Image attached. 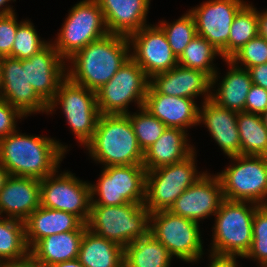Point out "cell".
<instances>
[{"label": "cell", "instance_id": "1", "mask_svg": "<svg viewBox=\"0 0 267 267\" xmlns=\"http://www.w3.org/2000/svg\"><path fill=\"white\" fill-rule=\"evenodd\" d=\"M67 146L18 130L0 139V163L10 175L44 179L58 170Z\"/></svg>", "mask_w": 267, "mask_h": 267}, {"label": "cell", "instance_id": "2", "mask_svg": "<svg viewBox=\"0 0 267 267\" xmlns=\"http://www.w3.org/2000/svg\"><path fill=\"white\" fill-rule=\"evenodd\" d=\"M128 37L109 33L77 51L67 61V77L75 84L97 91L130 58Z\"/></svg>", "mask_w": 267, "mask_h": 267}, {"label": "cell", "instance_id": "3", "mask_svg": "<svg viewBox=\"0 0 267 267\" xmlns=\"http://www.w3.org/2000/svg\"><path fill=\"white\" fill-rule=\"evenodd\" d=\"M85 148L104 167L143 165L144 152L126 114L100 115L95 133Z\"/></svg>", "mask_w": 267, "mask_h": 267}, {"label": "cell", "instance_id": "4", "mask_svg": "<svg viewBox=\"0 0 267 267\" xmlns=\"http://www.w3.org/2000/svg\"><path fill=\"white\" fill-rule=\"evenodd\" d=\"M87 229L125 248L146 236L150 212L144 204L91 205Z\"/></svg>", "mask_w": 267, "mask_h": 267}, {"label": "cell", "instance_id": "5", "mask_svg": "<svg viewBox=\"0 0 267 267\" xmlns=\"http://www.w3.org/2000/svg\"><path fill=\"white\" fill-rule=\"evenodd\" d=\"M259 206L225 199L215 214L210 254L243 258L252 245L253 217Z\"/></svg>", "mask_w": 267, "mask_h": 267}, {"label": "cell", "instance_id": "6", "mask_svg": "<svg viewBox=\"0 0 267 267\" xmlns=\"http://www.w3.org/2000/svg\"><path fill=\"white\" fill-rule=\"evenodd\" d=\"M195 153L179 163L146 171L144 205L150 213L169 210L175 200L203 176L205 172L200 174L196 169Z\"/></svg>", "mask_w": 267, "mask_h": 267}, {"label": "cell", "instance_id": "7", "mask_svg": "<svg viewBox=\"0 0 267 267\" xmlns=\"http://www.w3.org/2000/svg\"><path fill=\"white\" fill-rule=\"evenodd\" d=\"M109 34L102 10L96 0H83L70 10L52 43L67 61L77 51Z\"/></svg>", "mask_w": 267, "mask_h": 267}, {"label": "cell", "instance_id": "8", "mask_svg": "<svg viewBox=\"0 0 267 267\" xmlns=\"http://www.w3.org/2000/svg\"><path fill=\"white\" fill-rule=\"evenodd\" d=\"M231 164L218 175L224 198L267 205V158L264 156H233Z\"/></svg>", "mask_w": 267, "mask_h": 267}, {"label": "cell", "instance_id": "9", "mask_svg": "<svg viewBox=\"0 0 267 267\" xmlns=\"http://www.w3.org/2000/svg\"><path fill=\"white\" fill-rule=\"evenodd\" d=\"M150 78L130 57L116 74L96 91L97 106L101 115L128 114V106L136 102L144 105Z\"/></svg>", "mask_w": 267, "mask_h": 267}, {"label": "cell", "instance_id": "10", "mask_svg": "<svg viewBox=\"0 0 267 267\" xmlns=\"http://www.w3.org/2000/svg\"><path fill=\"white\" fill-rule=\"evenodd\" d=\"M149 232L161 242L173 257L185 262H197L203 255L199 223L169 210L150 213Z\"/></svg>", "mask_w": 267, "mask_h": 267}, {"label": "cell", "instance_id": "11", "mask_svg": "<svg viewBox=\"0 0 267 267\" xmlns=\"http://www.w3.org/2000/svg\"><path fill=\"white\" fill-rule=\"evenodd\" d=\"M58 105H61L60 108L76 139L85 146L92 139L101 115L97 106L96 92L75 84L67 77L48 104L47 112L52 113Z\"/></svg>", "mask_w": 267, "mask_h": 267}, {"label": "cell", "instance_id": "12", "mask_svg": "<svg viewBox=\"0 0 267 267\" xmlns=\"http://www.w3.org/2000/svg\"><path fill=\"white\" fill-rule=\"evenodd\" d=\"M97 184H90L91 205L144 204L146 169L143 165L108 166ZM95 195L99 199H94Z\"/></svg>", "mask_w": 267, "mask_h": 267}, {"label": "cell", "instance_id": "13", "mask_svg": "<svg viewBox=\"0 0 267 267\" xmlns=\"http://www.w3.org/2000/svg\"><path fill=\"white\" fill-rule=\"evenodd\" d=\"M57 172L40 180L41 206L74 214L86 224L91 208V183L71 172L56 175Z\"/></svg>", "mask_w": 267, "mask_h": 267}, {"label": "cell", "instance_id": "14", "mask_svg": "<svg viewBox=\"0 0 267 267\" xmlns=\"http://www.w3.org/2000/svg\"><path fill=\"white\" fill-rule=\"evenodd\" d=\"M246 3L243 0H209L190 9L197 35L208 40L228 60V39L233 20Z\"/></svg>", "mask_w": 267, "mask_h": 267}, {"label": "cell", "instance_id": "15", "mask_svg": "<svg viewBox=\"0 0 267 267\" xmlns=\"http://www.w3.org/2000/svg\"><path fill=\"white\" fill-rule=\"evenodd\" d=\"M128 40L133 49L130 57L149 78L178 65V58L172 52L166 34L159 25H146L130 35Z\"/></svg>", "mask_w": 267, "mask_h": 267}, {"label": "cell", "instance_id": "16", "mask_svg": "<svg viewBox=\"0 0 267 267\" xmlns=\"http://www.w3.org/2000/svg\"><path fill=\"white\" fill-rule=\"evenodd\" d=\"M0 99L6 100L24 116L48 114V104L36 93L26 76V59L2 57Z\"/></svg>", "mask_w": 267, "mask_h": 267}, {"label": "cell", "instance_id": "17", "mask_svg": "<svg viewBox=\"0 0 267 267\" xmlns=\"http://www.w3.org/2000/svg\"><path fill=\"white\" fill-rule=\"evenodd\" d=\"M224 200L218 175L205 172L175 200L169 211L199 223L200 219L215 216Z\"/></svg>", "mask_w": 267, "mask_h": 267}, {"label": "cell", "instance_id": "18", "mask_svg": "<svg viewBox=\"0 0 267 267\" xmlns=\"http://www.w3.org/2000/svg\"><path fill=\"white\" fill-rule=\"evenodd\" d=\"M26 76L36 93L49 104L67 78L66 62L50 41L38 53L26 59Z\"/></svg>", "mask_w": 267, "mask_h": 267}, {"label": "cell", "instance_id": "19", "mask_svg": "<svg viewBox=\"0 0 267 267\" xmlns=\"http://www.w3.org/2000/svg\"><path fill=\"white\" fill-rule=\"evenodd\" d=\"M211 78L200 70L176 65L169 71L155 74L150 78L147 93L194 99L204 95V101L211 99Z\"/></svg>", "mask_w": 267, "mask_h": 267}, {"label": "cell", "instance_id": "20", "mask_svg": "<svg viewBox=\"0 0 267 267\" xmlns=\"http://www.w3.org/2000/svg\"><path fill=\"white\" fill-rule=\"evenodd\" d=\"M40 180L10 175L0 190V217L25 221L40 205Z\"/></svg>", "mask_w": 267, "mask_h": 267}, {"label": "cell", "instance_id": "21", "mask_svg": "<svg viewBox=\"0 0 267 267\" xmlns=\"http://www.w3.org/2000/svg\"><path fill=\"white\" fill-rule=\"evenodd\" d=\"M199 109V124L208 131L229 157L241 155V141L237 125V111L222 108L211 99L204 101Z\"/></svg>", "mask_w": 267, "mask_h": 267}, {"label": "cell", "instance_id": "22", "mask_svg": "<svg viewBox=\"0 0 267 267\" xmlns=\"http://www.w3.org/2000/svg\"><path fill=\"white\" fill-rule=\"evenodd\" d=\"M143 108L158 118L166 127L186 129L199 124V107L194 99L147 93Z\"/></svg>", "mask_w": 267, "mask_h": 267}, {"label": "cell", "instance_id": "23", "mask_svg": "<svg viewBox=\"0 0 267 267\" xmlns=\"http://www.w3.org/2000/svg\"><path fill=\"white\" fill-rule=\"evenodd\" d=\"M111 34L129 37L146 25L150 0H96Z\"/></svg>", "mask_w": 267, "mask_h": 267}, {"label": "cell", "instance_id": "24", "mask_svg": "<svg viewBox=\"0 0 267 267\" xmlns=\"http://www.w3.org/2000/svg\"><path fill=\"white\" fill-rule=\"evenodd\" d=\"M86 228L83 223L75 231L53 234L39 240L30 249V259L43 267L77 259Z\"/></svg>", "mask_w": 267, "mask_h": 267}, {"label": "cell", "instance_id": "25", "mask_svg": "<svg viewBox=\"0 0 267 267\" xmlns=\"http://www.w3.org/2000/svg\"><path fill=\"white\" fill-rule=\"evenodd\" d=\"M187 131L167 127L162 136L144 151L143 166L146 171L179 163L193 154L195 148L189 145Z\"/></svg>", "mask_w": 267, "mask_h": 267}, {"label": "cell", "instance_id": "26", "mask_svg": "<svg viewBox=\"0 0 267 267\" xmlns=\"http://www.w3.org/2000/svg\"><path fill=\"white\" fill-rule=\"evenodd\" d=\"M26 242L31 249L39 240L53 234L75 231L83 222L74 214L39 206L25 221Z\"/></svg>", "mask_w": 267, "mask_h": 267}, {"label": "cell", "instance_id": "27", "mask_svg": "<svg viewBox=\"0 0 267 267\" xmlns=\"http://www.w3.org/2000/svg\"><path fill=\"white\" fill-rule=\"evenodd\" d=\"M77 259L85 267H124V248L86 228Z\"/></svg>", "mask_w": 267, "mask_h": 267}, {"label": "cell", "instance_id": "28", "mask_svg": "<svg viewBox=\"0 0 267 267\" xmlns=\"http://www.w3.org/2000/svg\"><path fill=\"white\" fill-rule=\"evenodd\" d=\"M224 61L230 69L219 83L220 88L218 87L215 93L211 92V100L222 108L243 112L247 94L252 85L250 73L229 60Z\"/></svg>", "mask_w": 267, "mask_h": 267}, {"label": "cell", "instance_id": "29", "mask_svg": "<svg viewBox=\"0 0 267 267\" xmlns=\"http://www.w3.org/2000/svg\"><path fill=\"white\" fill-rule=\"evenodd\" d=\"M172 258L150 232L124 248V267H169Z\"/></svg>", "mask_w": 267, "mask_h": 267}, {"label": "cell", "instance_id": "30", "mask_svg": "<svg viewBox=\"0 0 267 267\" xmlns=\"http://www.w3.org/2000/svg\"><path fill=\"white\" fill-rule=\"evenodd\" d=\"M30 259L25 223L18 219L0 218V262L4 265Z\"/></svg>", "mask_w": 267, "mask_h": 267}, {"label": "cell", "instance_id": "31", "mask_svg": "<svg viewBox=\"0 0 267 267\" xmlns=\"http://www.w3.org/2000/svg\"><path fill=\"white\" fill-rule=\"evenodd\" d=\"M237 125L241 141V155L264 156L267 152V128L261 115L238 112Z\"/></svg>", "mask_w": 267, "mask_h": 267}, {"label": "cell", "instance_id": "32", "mask_svg": "<svg viewBox=\"0 0 267 267\" xmlns=\"http://www.w3.org/2000/svg\"><path fill=\"white\" fill-rule=\"evenodd\" d=\"M217 55L221 56L219 50L205 38L196 35L178 57V65L203 71L211 78V88H214L219 77L213 64Z\"/></svg>", "mask_w": 267, "mask_h": 267}, {"label": "cell", "instance_id": "33", "mask_svg": "<svg viewBox=\"0 0 267 267\" xmlns=\"http://www.w3.org/2000/svg\"><path fill=\"white\" fill-rule=\"evenodd\" d=\"M258 35V10L246 3L236 14L228 39V59Z\"/></svg>", "mask_w": 267, "mask_h": 267}, {"label": "cell", "instance_id": "34", "mask_svg": "<svg viewBox=\"0 0 267 267\" xmlns=\"http://www.w3.org/2000/svg\"><path fill=\"white\" fill-rule=\"evenodd\" d=\"M126 115L130 119L137 142L143 152L154 144L167 128L165 124L143 107L139 108L138 113L135 112L132 115L129 112Z\"/></svg>", "mask_w": 267, "mask_h": 267}, {"label": "cell", "instance_id": "35", "mask_svg": "<svg viewBox=\"0 0 267 267\" xmlns=\"http://www.w3.org/2000/svg\"><path fill=\"white\" fill-rule=\"evenodd\" d=\"M159 26L166 34L172 52L177 58L182 54L190 41L197 35L195 21L189 11L173 23L160 21Z\"/></svg>", "mask_w": 267, "mask_h": 267}, {"label": "cell", "instance_id": "36", "mask_svg": "<svg viewBox=\"0 0 267 267\" xmlns=\"http://www.w3.org/2000/svg\"><path fill=\"white\" fill-rule=\"evenodd\" d=\"M49 42L41 40L29 20L21 21L17 28L11 54L8 57L28 59L43 49Z\"/></svg>", "mask_w": 267, "mask_h": 267}, {"label": "cell", "instance_id": "37", "mask_svg": "<svg viewBox=\"0 0 267 267\" xmlns=\"http://www.w3.org/2000/svg\"><path fill=\"white\" fill-rule=\"evenodd\" d=\"M252 235V245L243 258H254L260 267L267 265V205H260L255 210Z\"/></svg>", "mask_w": 267, "mask_h": 267}, {"label": "cell", "instance_id": "38", "mask_svg": "<svg viewBox=\"0 0 267 267\" xmlns=\"http://www.w3.org/2000/svg\"><path fill=\"white\" fill-rule=\"evenodd\" d=\"M228 60L237 67H244V69L267 63V40L257 35L236 51ZM238 63L241 65L239 66Z\"/></svg>", "mask_w": 267, "mask_h": 267}, {"label": "cell", "instance_id": "39", "mask_svg": "<svg viewBox=\"0 0 267 267\" xmlns=\"http://www.w3.org/2000/svg\"><path fill=\"white\" fill-rule=\"evenodd\" d=\"M16 13L0 15V57H8L11 54L18 26Z\"/></svg>", "mask_w": 267, "mask_h": 267}, {"label": "cell", "instance_id": "40", "mask_svg": "<svg viewBox=\"0 0 267 267\" xmlns=\"http://www.w3.org/2000/svg\"><path fill=\"white\" fill-rule=\"evenodd\" d=\"M25 117L6 100L0 99V139L16 131L17 119Z\"/></svg>", "mask_w": 267, "mask_h": 267}, {"label": "cell", "instance_id": "41", "mask_svg": "<svg viewBox=\"0 0 267 267\" xmlns=\"http://www.w3.org/2000/svg\"><path fill=\"white\" fill-rule=\"evenodd\" d=\"M267 109V90L252 84L247 94L245 112L261 115Z\"/></svg>", "mask_w": 267, "mask_h": 267}, {"label": "cell", "instance_id": "42", "mask_svg": "<svg viewBox=\"0 0 267 267\" xmlns=\"http://www.w3.org/2000/svg\"><path fill=\"white\" fill-rule=\"evenodd\" d=\"M252 84L261 86L267 90V63L249 67Z\"/></svg>", "mask_w": 267, "mask_h": 267}, {"label": "cell", "instance_id": "43", "mask_svg": "<svg viewBox=\"0 0 267 267\" xmlns=\"http://www.w3.org/2000/svg\"><path fill=\"white\" fill-rule=\"evenodd\" d=\"M210 255V266L209 267H237L236 258L237 256H219V255Z\"/></svg>", "mask_w": 267, "mask_h": 267}, {"label": "cell", "instance_id": "44", "mask_svg": "<svg viewBox=\"0 0 267 267\" xmlns=\"http://www.w3.org/2000/svg\"><path fill=\"white\" fill-rule=\"evenodd\" d=\"M258 35L267 40V9L265 12H258Z\"/></svg>", "mask_w": 267, "mask_h": 267}, {"label": "cell", "instance_id": "45", "mask_svg": "<svg viewBox=\"0 0 267 267\" xmlns=\"http://www.w3.org/2000/svg\"><path fill=\"white\" fill-rule=\"evenodd\" d=\"M49 267H85L78 259L59 262Z\"/></svg>", "mask_w": 267, "mask_h": 267}, {"label": "cell", "instance_id": "46", "mask_svg": "<svg viewBox=\"0 0 267 267\" xmlns=\"http://www.w3.org/2000/svg\"><path fill=\"white\" fill-rule=\"evenodd\" d=\"M5 267H43V266L34 263L31 259H28L27 261L21 263L6 264Z\"/></svg>", "mask_w": 267, "mask_h": 267}, {"label": "cell", "instance_id": "47", "mask_svg": "<svg viewBox=\"0 0 267 267\" xmlns=\"http://www.w3.org/2000/svg\"><path fill=\"white\" fill-rule=\"evenodd\" d=\"M9 1L11 0H0V15H8V14L14 13L13 8L10 7V5L9 6L6 5V3H8Z\"/></svg>", "mask_w": 267, "mask_h": 267}, {"label": "cell", "instance_id": "48", "mask_svg": "<svg viewBox=\"0 0 267 267\" xmlns=\"http://www.w3.org/2000/svg\"><path fill=\"white\" fill-rule=\"evenodd\" d=\"M9 176L8 170L0 163V190L4 187Z\"/></svg>", "mask_w": 267, "mask_h": 267}, {"label": "cell", "instance_id": "49", "mask_svg": "<svg viewBox=\"0 0 267 267\" xmlns=\"http://www.w3.org/2000/svg\"><path fill=\"white\" fill-rule=\"evenodd\" d=\"M261 117L265 127L267 128V109L261 114Z\"/></svg>", "mask_w": 267, "mask_h": 267}, {"label": "cell", "instance_id": "50", "mask_svg": "<svg viewBox=\"0 0 267 267\" xmlns=\"http://www.w3.org/2000/svg\"><path fill=\"white\" fill-rule=\"evenodd\" d=\"M1 60L2 58L0 57V82H1Z\"/></svg>", "mask_w": 267, "mask_h": 267}, {"label": "cell", "instance_id": "51", "mask_svg": "<svg viewBox=\"0 0 267 267\" xmlns=\"http://www.w3.org/2000/svg\"><path fill=\"white\" fill-rule=\"evenodd\" d=\"M0 267H5V265L2 262H0Z\"/></svg>", "mask_w": 267, "mask_h": 267}]
</instances>
